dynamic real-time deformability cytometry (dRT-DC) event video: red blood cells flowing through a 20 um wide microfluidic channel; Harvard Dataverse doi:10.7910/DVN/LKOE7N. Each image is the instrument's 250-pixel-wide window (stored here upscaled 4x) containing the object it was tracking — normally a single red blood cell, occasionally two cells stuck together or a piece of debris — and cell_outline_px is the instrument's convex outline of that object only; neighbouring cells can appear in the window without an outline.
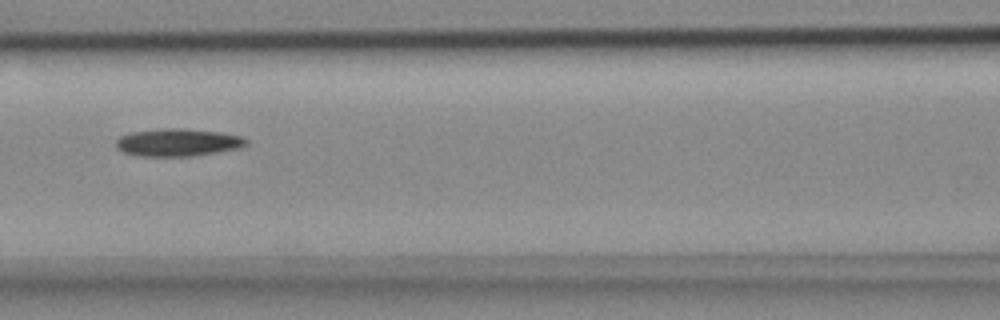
{"species": "common noctule bat (a hibernating species)", "species_latin": "Nyctalus noctula", "temperature_condition": "cold", "stored_images_in_passage": 8, "camera_frame_rate_fps": 3000, "um_per_image_px": 0.085, "animal": {"sex": "female", "body_mass_g": 18.4}, "frame": {"image": 1, "passage_image": 4, "time_ms": 1.0, "image_size_px": [1000, 320], "cell_outline_px": [[248, 144], [240, 148], [192, 156], [140, 156], [124, 152], [116, 148], [116, 140], [120, 136], [128, 132], [164, 128], [184, 128], [220, 132], [244, 136], [248, 140]], "centroid_in_image_um": [15.13, 12.09], "position_along_channel_um": 151.5, "area_um2": 21.15}}
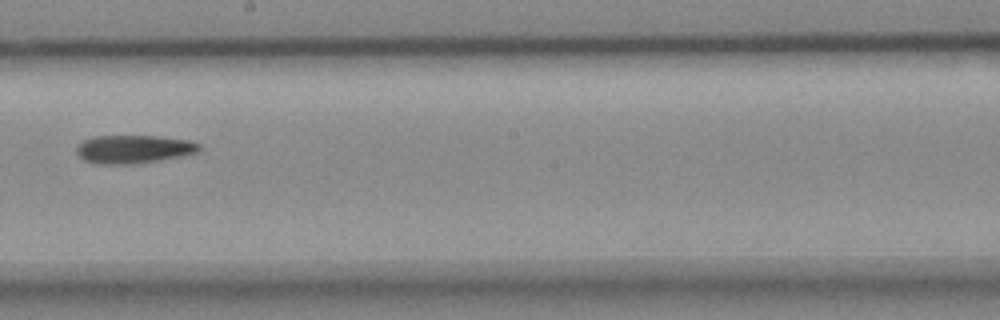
{"frame": {"image": 2, "passage_image": 6, "time_ms": 1.667, "image_size_px": [1000, 320], "cell_outline_px": [[200, 152], [184, 156], [160, 160], [132, 164], [100, 164], [84, 160], [76, 152], [76, 148], [84, 140], [96, 136], [160, 136], [188, 140], [200, 144]], "centroid_in_image_um": [11.41, 12.68], "position_along_channel_um": 236.8, "area_um2": 20.23}}
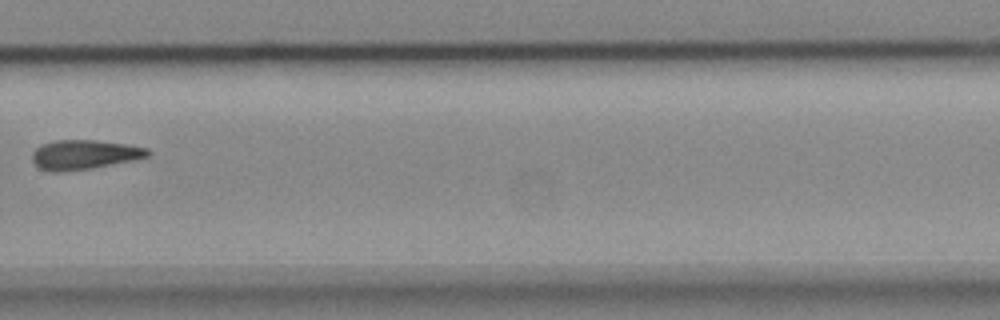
{"frame": {"image": 3, "passage_image": 8, "time_ms": 2.333, "image_size_px": [1000, 320], "cell_outline_px": [[152, 156], [136, 160], [92, 168], [64, 172], [52, 172], [40, 168], [32, 160], [32, 152], [40, 144], [56, 140], [96, 140], [124, 144], [148, 148], [152, 152]], "centroid_in_image_um": [7.2, 13.15], "position_along_channel_um": 322.6, "area_um2": 20.11}}